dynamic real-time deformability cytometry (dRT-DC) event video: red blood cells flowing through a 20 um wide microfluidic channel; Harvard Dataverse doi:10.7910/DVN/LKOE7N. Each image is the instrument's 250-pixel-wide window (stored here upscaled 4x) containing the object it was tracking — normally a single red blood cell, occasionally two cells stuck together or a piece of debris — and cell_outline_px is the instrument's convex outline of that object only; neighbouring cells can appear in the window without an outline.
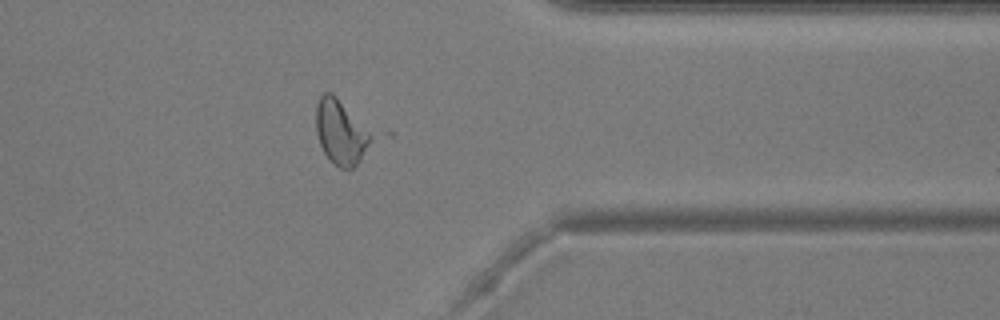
{"species": "common noctule bat (a hibernating species)", "species_latin": "Nyctalus noctula", "temperature_condition": "warm", "stored_images_in_passage": 43, "camera_frame_rate_fps": 3000, "um_per_image_px": 0.085, "animal": {"sex": "male", "body_mass_g": 20.5, "forearm_length_mm": 52.5}, "frame": {"image": 1, "passage_image": 40, "time_ms": 13.0, "image_size_px": [1000, 320], "cell_outline_px": [[396, 136], [352, 168], [340, 168], [324, 152], [320, 144], [316, 132], [316, 104], [320, 96], [324, 92], [332, 92], [388, 128]], "centroid_in_image_um": [29.55, 11.16], "position_along_channel_um": 381.8, "area_um2": 26.59}}